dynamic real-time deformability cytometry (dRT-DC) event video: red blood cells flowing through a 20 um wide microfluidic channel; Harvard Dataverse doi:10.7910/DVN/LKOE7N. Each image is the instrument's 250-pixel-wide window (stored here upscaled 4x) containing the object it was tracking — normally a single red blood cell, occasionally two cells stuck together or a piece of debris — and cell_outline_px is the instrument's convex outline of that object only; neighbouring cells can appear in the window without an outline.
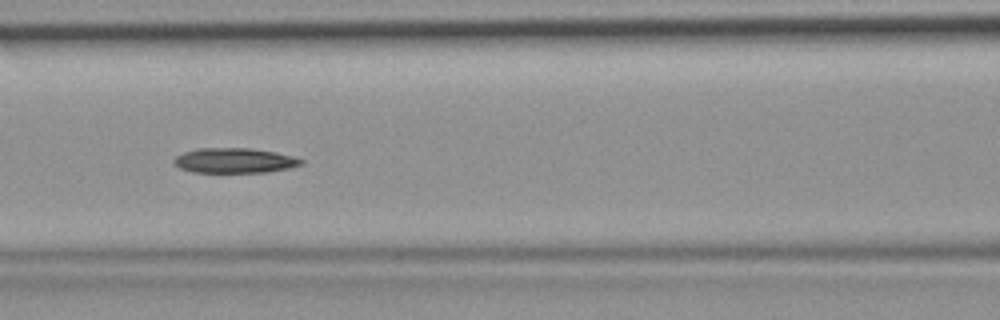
{"species": "common noctule bat (a hibernating species)", "species_latin": "Nyctalus noctula", "temperature_condition": "room temperature", "stored_images_in_passage": 39, "camera_frame_rate_fps": 3000, "um_per_image_px": 0.085, "animal": {"sex": "female", "body_mass_g": 19.9}, "frame": {"image": 1, "passage_image": 12, "time_ms": 3.667, "image_size_px": [1000, 320], "cell_outline_px": [[304, 164], [288, 168], [268, 172], [192, 172], [180, 168], [172, 164], [172, 160], [176, 156], [184, 152], [196, 148], [252, 148], [276, 152], [292, 156], [304, 160]], "centroid_in_image_um": [19.91, 13.64], "position_along_channel_um": 146.7, "area_um2": 18.67}}
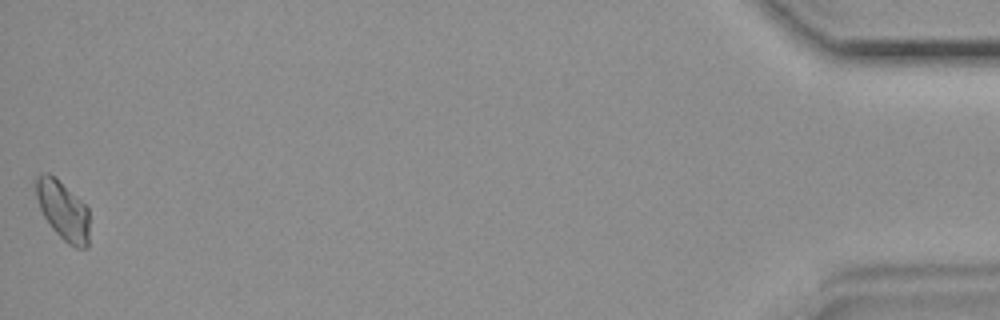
{"frame": {"image": 2, "passage_image": 39, "time_ms": 12.667, "image_size_px": [1000, 320], "cell_outline_px": [[88, 248], [76, 248], [68, 244], [52, 228], [44, 216], [40, 208], [36, 196], [32, 180], [40, 172], [48, 172], [56, 176], [88, 208]], "centroid_in_image_um": [5.3, 17.82], "position_along_channel_um": 429.9, "area_um2": 18.67}}